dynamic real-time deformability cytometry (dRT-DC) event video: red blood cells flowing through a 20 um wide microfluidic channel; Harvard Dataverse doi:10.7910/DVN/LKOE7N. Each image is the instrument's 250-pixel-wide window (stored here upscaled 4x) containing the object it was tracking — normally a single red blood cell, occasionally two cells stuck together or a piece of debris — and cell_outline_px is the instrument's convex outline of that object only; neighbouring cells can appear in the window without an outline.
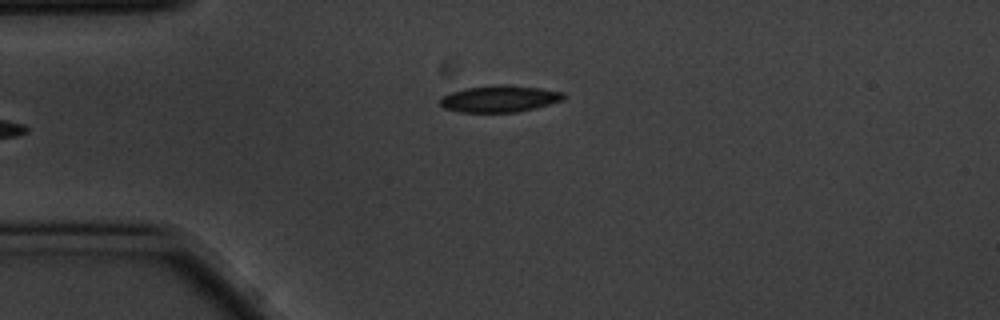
{"species": "common noctule bat (a hibernating species)", "species_latin": "Nyctalus noctula", "temperature_condition": "cold", "stored_images_in_passage": 5, "camera_frame_rate_fps": 3000, "um_per_image_px": 0.085, "animal": {"sex": "male", "body_mass_g": 20.1, "forearm_length_mm": 53.5}, "frame": {"image": 1, "passage_image": 5, "time_ms": 1.333, "image_size_px": [1000, 320], "cell_outline_px": [[564, 100], [536, 108], [516, 112], [460, 112], [444, 108], [440, 104], [440, 100], [444, 96], [452, 92], [464, 88], [496, 84], [504, 84], [540, 88], [564, 92]], "centroid_in_image_um": [42.48, 8.39], "position_along_channel_um": 42.5, "area_um2": 19.25}}